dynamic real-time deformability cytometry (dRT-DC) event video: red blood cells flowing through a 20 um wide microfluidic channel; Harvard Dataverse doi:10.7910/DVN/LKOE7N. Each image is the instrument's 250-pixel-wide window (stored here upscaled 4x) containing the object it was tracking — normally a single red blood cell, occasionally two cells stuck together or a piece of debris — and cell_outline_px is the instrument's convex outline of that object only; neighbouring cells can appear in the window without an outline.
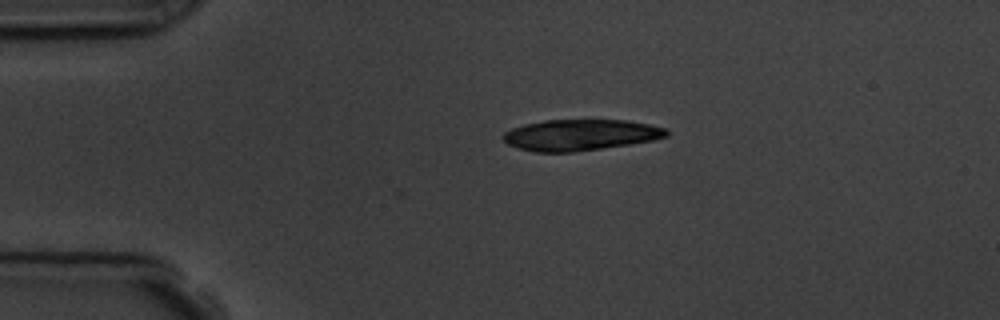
{"species": "common noctule bat (a hibernating species)", "species_latin": "Nyctalus noctula", "temperature_condition": "room temperature", "stored_images_in_passage": 5, "camera_frame_rate_fps": 3000, "um_per_image_px": 0.085, "animal": {"sex": "male", "body_mass_g": 19.5, "forearm_length_mm": 54.6}, "frame": {"image": 1, "passage_image": 4, "time_ms": 4.333, "image_size_px": [1000, 320], "cell_outline_px": [[668, 136], [652, 140], [628, 144], [572, 152], [536, 152], [520, 148], [508, 144], [500, 136], [504, 132], [512, 128], [524, 124], [544, 120], [628, 120], [668, 128]], "centroid_in_image_um": [49.32, 11.46], "position_along_channel_um": 35.7, "area_um2": 29.48}}